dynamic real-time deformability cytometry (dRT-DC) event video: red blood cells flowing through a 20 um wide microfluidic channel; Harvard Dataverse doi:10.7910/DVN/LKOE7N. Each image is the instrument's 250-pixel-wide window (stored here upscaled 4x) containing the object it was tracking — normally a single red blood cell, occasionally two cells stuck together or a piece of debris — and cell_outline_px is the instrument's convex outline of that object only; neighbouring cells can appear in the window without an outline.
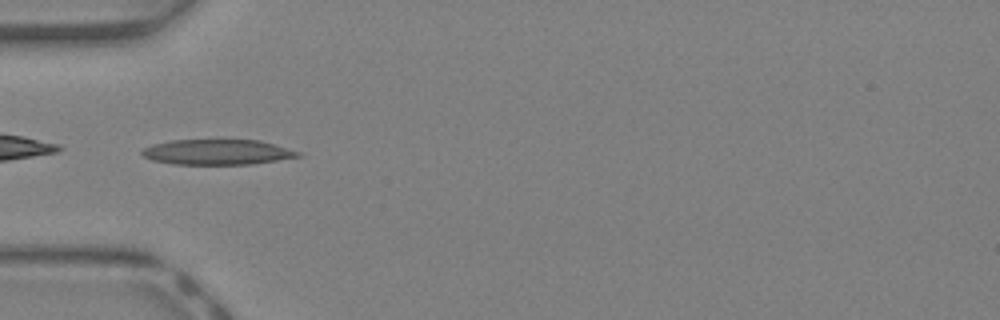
{"species": "Egyptian fruit bat (a non-hibernating species)", "species_latin": "Rousettus aegyptiacus", "temperature_condition": "warm", "stored_images_in_passage": 29, "camera_frame_rate_fps": 3000, "um_per_image_px": 0.085, "animal": {"sex": "female"}, "frame": {"image": 1, "passage_image": 1, "time_ms": 0.0, "image_size_px": [1000, 320], "cell_outline_px": [[304, 156], [252, 164], [172, 164], [152, 160], [144, 156], [140, 152], [144, 148], [156, 144], [172, 140], [260, 140], [300, 152]], "centroid_in_image_um": [18.5, 12.93], "position_along_channel_um": 66.5, "area_um2": 22.83}}
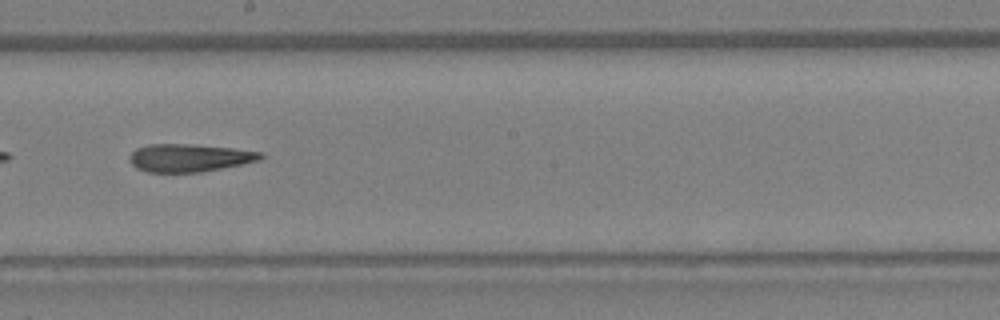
{"frame": {"image": 2, "passage_image": 11, "time_ms": 3.333, "image_size_px": [1000, 320], "cell_outline_px": [[264, 156], [260, 160], [244, 164], [200, 172], [148, 172], [136, 168], [128, 160], [128, 156], [136, 148], [148, 144], [184, 144], [232, 148], [264, 152]], "centroid_in_image_um": [16.09, 13.42], "position_along_channel_um": 232.1, "area_um2": 21.33}}
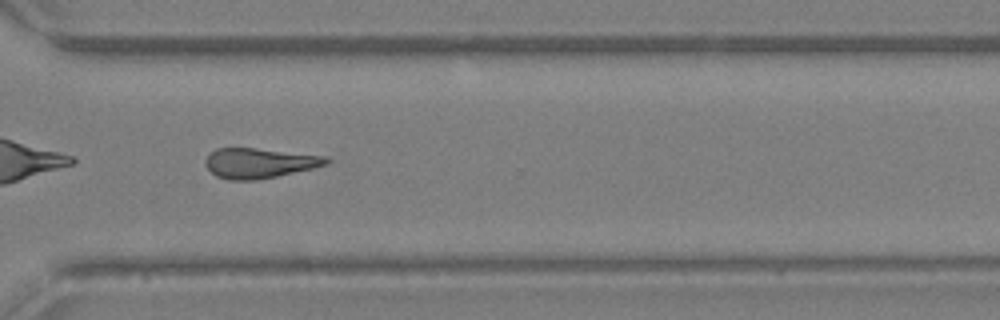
{"frame": {"image": 3, "passage_image": 18, "time_ms": 5.667, "image_size_px": [1000, 320], "cell_outline_px": [[332, 160], [328, 164], [312, 168], [276, 176], [256, 180], [228, 180], [216, 176], [204, 164], [204, 160], [216, 148], [256, 148], [324, 156]], "centroid_in_image_um": [22.02, 13.86], "position_along_channel_um": 348.6, "area_um2": 20.98}, "authors_computed_cell_mechanics": {"area_um2": 21.4438, "velocity_mm_per_s": 4.9804, "shape_relaxation_time_tau1_ms": null, "shape_relaxation_time_tau2_ms": 5.9683, "deformation_change_tau1": null, "deformation_change_tau2": 0.2216}}